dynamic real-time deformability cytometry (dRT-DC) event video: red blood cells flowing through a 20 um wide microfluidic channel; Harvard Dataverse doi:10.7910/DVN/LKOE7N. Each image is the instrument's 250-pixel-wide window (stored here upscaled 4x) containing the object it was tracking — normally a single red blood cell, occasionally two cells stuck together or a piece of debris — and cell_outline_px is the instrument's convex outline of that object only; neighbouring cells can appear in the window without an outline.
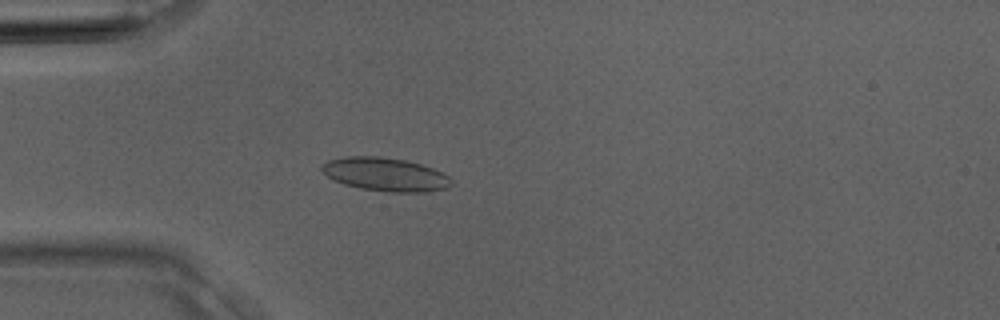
{"species": "Egyptian fruit bat (a non-hibernating species)", "species_latin": "Rousettus aegyptiacus", "temperature_condition": "room temperature", "stored_images_in_passage": 3, "camera_frame_rate_fps": 3000, "um_per_image_px": 0.085, "animal": {"sex": "male"}, "frame": {"image": 1, "passage_image": 3, "time_ms": 0.667, "image_size_px": [1000, 320], "cell_outline_px": [[452, 184], [448, 188], [424, 192], [388, 192], [360, 188], [344, 184], [332, 180], [320, 168], [320, 164], [328, 160], [348, 156], [380, 156], [404, 160], [420, 164], [432, 168], [448, 176], [452, 180]], "centroid_in_image_um": [32.73, 14.82], "position_along_channel_um": 52.3, "area_um2": 25.26}}